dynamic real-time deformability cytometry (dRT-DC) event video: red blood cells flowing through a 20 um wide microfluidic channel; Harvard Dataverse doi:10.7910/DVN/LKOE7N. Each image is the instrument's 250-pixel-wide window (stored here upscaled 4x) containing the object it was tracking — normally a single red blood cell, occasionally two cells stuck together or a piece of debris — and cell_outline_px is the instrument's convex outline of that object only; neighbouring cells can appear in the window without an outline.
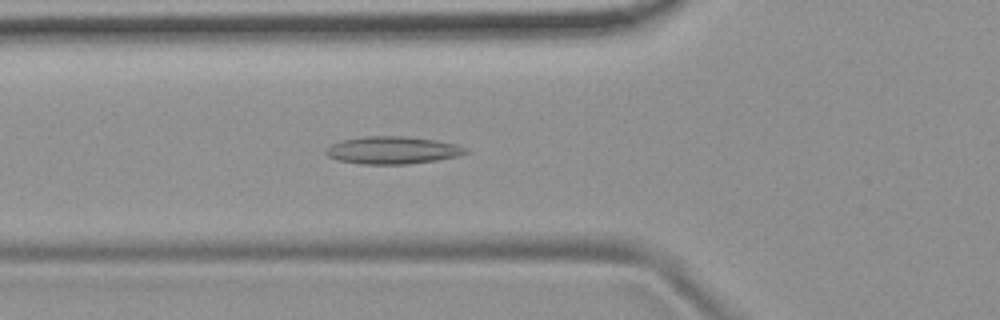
{"species": "common noctule bat (a hibernating species)", "species_latin": "Nyctalus noctula", "temperature_condition": "room temperature", "stored_images_in_passage": 53, "camera_frame_rate_fps": 3000, "um_per_image_px": 0.085, "animal": {"sex": "female", "body_mass_g": 19.9}, "frame": {"image": 1, "passage_image": 19, "time_ms": 6.0, "image_size_px": [1000, 320], "cell_outline_px": [[468, 152], [460, 156], [436, 160], [408, 164], [360, 164], [336, 160], [328, 156], [324, 152], [324, 148], [332, 144], [344, 140], [364, 136], [408, 136], [436, 140], [456, 144], [464, 148]], "centroid_in_image_um": [33.34, 12.77], "position_along_channel_um": 92.5, "area_um2": 22.48}}
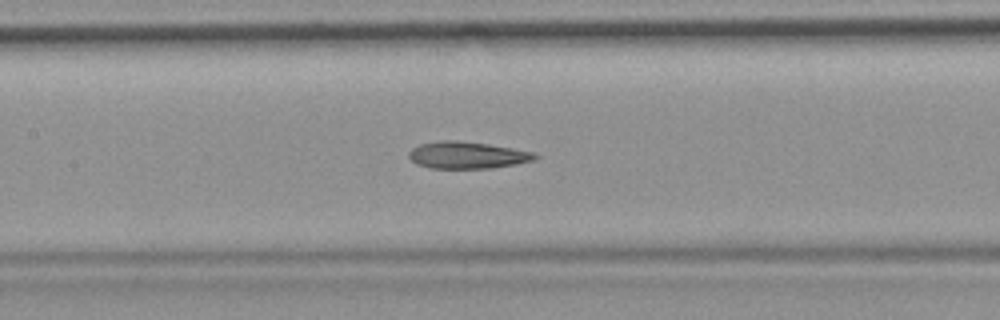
{"frame": {"image": 2, "passage_image": 25, "time_ms": 8.0, "image_size_px": [1000, 320], "cell_outline_px": [[540, 156], [536, 160], [516, 164], [492, 168], [428, 168], [416, 164], [408, 156], [408, 152], [412, 148], [420, 144], [444, 140], [456, 140], [488, 144], [536, 152]], "centroid_in_image_um": [39.75, 13.19], "position_along_channel_um": 167.7, "area_um2": 19.94}}
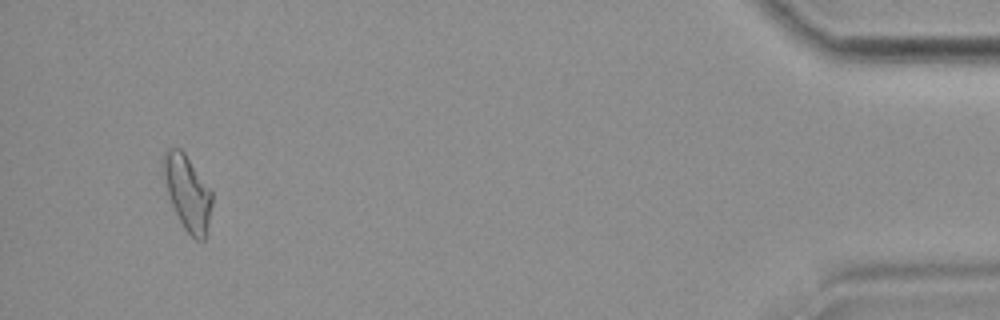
{"frame": {"image": 3, "passage_image": 51, "time_ms": 16.667, "image_size_px": [1000, 320], "cell_outline_px": [[212, 204], [204, 240], [196, 240], [184, 228], [168, 196], [164, 180], [164, 152], [168, 148], [180, 148], [184, 152], [212, 192]], "centroid_in_image_um": [15.93, 16.37], "position_along_channel_um": 419.3, "area_um2": 20.63}, "authors_computed_cell_mechanics": {"area_um2": 20.5768, "velocity_mm_per_s": 3.7376, "shape_relaxation_time_tau1_ms": null, "shape_relaxation_time_tau2_ms": 3.918, "deformation_change_tau1": null, "deformation_change_tau2": 0.1361}}